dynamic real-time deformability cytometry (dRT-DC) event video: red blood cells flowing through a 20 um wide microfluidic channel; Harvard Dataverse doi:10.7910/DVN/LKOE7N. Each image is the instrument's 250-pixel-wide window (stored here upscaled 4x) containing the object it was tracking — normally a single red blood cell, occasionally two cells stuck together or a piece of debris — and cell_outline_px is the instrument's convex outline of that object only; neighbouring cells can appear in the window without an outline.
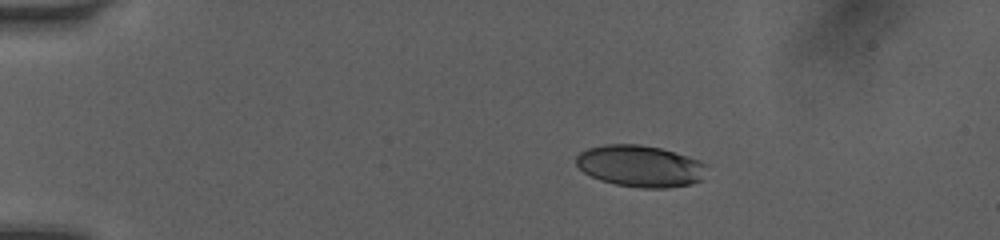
{"species": "human", "species_latin": "Homo sapiens", "temperature_condition": "room temperature", "stored_images_in_passage": 42, "camera_frame_rate_fps": 3000, "um_per_image_px": 0.085, "donor": {"sex": "female"}, "frame": {"image": 1, "passage_image": 1, "time_ms": 0.0, "image_size_px": [1000, 240], "cell_outline_px": [[704, 164], [700, 180], [692, 184], [668, 188], [640, 188], [616, 184], [600, 180], [584, 172], [576, 164], [576, 156], [580, 152], [588, 148], [604, 144], [640, 144], [660, 148], [688, 156], [700, 160]], "centroid_in_image_um": [54.37, 14.11], "position_along_channel_um": 30.6, "area_um2": 31.44}}
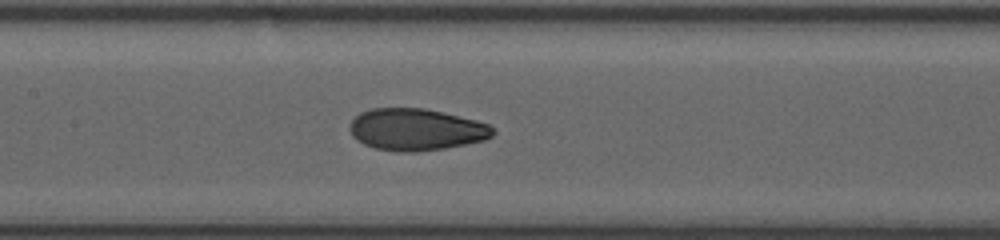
{"frame": {"image": 2, "passage_image": 17, "time_ms": 5.333, "image_size_px": [1000, 240], "cell_outline_px": [[496, 132], [492, 136], [484, 140], [444, 148], [416, 152], [400, 152], [376, 148], [364, 144], [356, 140], [352, 136], [348, 128], [352, 120], [360, 112], [372, 108], [424, 108], [476, 120], [488, 124]], "centroid_in_image_um": [35.34, 11.01], "position_along_channel_um": 172.1, "area_um2": 34.85}}
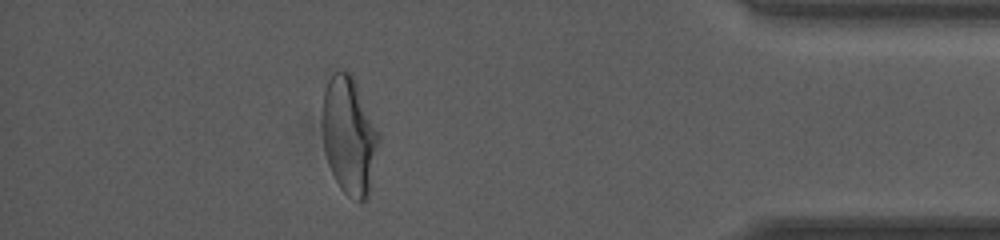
{"frame": {"image": 3, "passage_image": 37, "time_ms": 12.0, "image_size_px": [1000, 240], "cell_outline_px": [[380, 136], [368, 200], [360, 204], [348, 196], [340, 188], [328, 164], [324, 148], [324, 92], [328, 80], [332, 72], [348, 72], [356, 80]], "centroid_in_image_um": [29.71, 11.58], "position_along_channel_um": 405.5, "area_um2": 38.32}, "authors_computed_cell_mechanics": {"area_um2": 34.9112, "velocity_mm_per_s": 4.0613, "shape_relaxation_time_tau1_ms": 4.3769, "shape_relaxation_time_tau2_ms": 1.277, "deformation_change_tau1": 0.1737, "deformation_change_tau2": 0.0657}}